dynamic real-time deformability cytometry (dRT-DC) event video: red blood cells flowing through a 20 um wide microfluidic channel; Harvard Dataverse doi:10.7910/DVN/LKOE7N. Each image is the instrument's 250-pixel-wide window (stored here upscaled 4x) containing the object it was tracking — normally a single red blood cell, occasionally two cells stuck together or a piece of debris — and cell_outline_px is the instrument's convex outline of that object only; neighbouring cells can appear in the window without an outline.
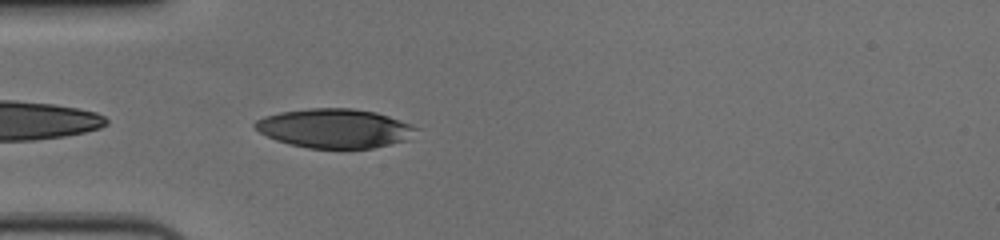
{"species": "human", "species_latin": "Homo sapiens", "temperature_condition": "cold", "stored_images_in_passage": 42, "camera_frame_rate_fps": 3000, "um_per_image_px": 0.085, "donor": {"sex": "female"}, "frame": {"image": 1, "passage_image": 2, "time_ms": 0.333, "image_size_px": [1000, 240], "cell_outline_px": [[420, 128], [408, 140], [372, 148], [308, 148], [276, 140], [252, 128], [252, 124], [256, 120], [264, 116], [280, 112], [312, 108], [352, 108], [376, 112], [388, 116]], "centroid_in_image_um": [28.44, 10.9], "position_along_channel_um": 56.6, "area_um2": 36.7}}
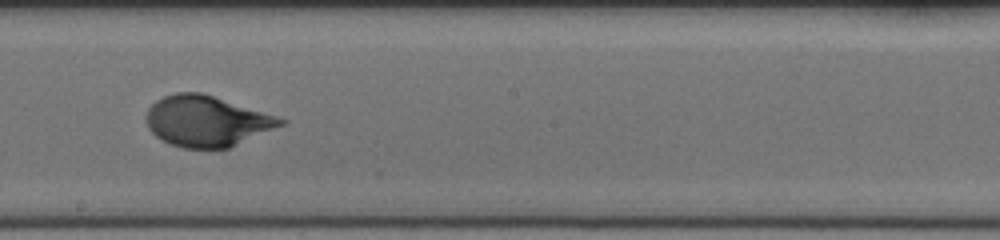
{"frame": {"image": 2, "passage_image": 17, "time_ms": 5.333, "image_size_px": [1000, 240], "cell_outline_px": [[288, 120], [284, 124], [228, 148], [184, 148], [168, 144], [156, 136], [148, 128], [144, 116], [148, 108], [156, 100], [164, 96], [176, 92], [200, 92]], "centroid_in_image_um": [17.5, 10.3], "position_along_channel_um": 230.7, "area_um2": 39.36}}
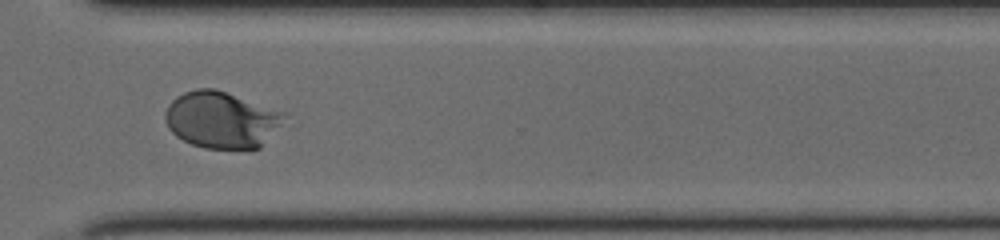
{"frame": {"image": 3, "passage_image": 27, "time_ms": 8.667, "image_size_px": [1000, 240], "cell_outline_px": [[276, 124], [260, 148], [204, 148], [192, 144], [176, 136], [168, 128], [164, 116], [164, 112], [168, 104], [176, 96], [184, 92], [196, 88], [216, 88], [276, 112]], "centroid_in_image_um": [18.59, 10.18], "position_along_channel_um": 352.0, "area_um2": 37.4}, "authors_computed_cell_mechanics": {"area_um2": 38.8416, "velocity_mm_per_s": 3.6103, "shape_relaxation_time_tau1_ms": 3.8156, "shape_relaxation_time_tau2_ms": null, "deformation_change_tau1": 0.2081, "deformation_change_tau2": null}}